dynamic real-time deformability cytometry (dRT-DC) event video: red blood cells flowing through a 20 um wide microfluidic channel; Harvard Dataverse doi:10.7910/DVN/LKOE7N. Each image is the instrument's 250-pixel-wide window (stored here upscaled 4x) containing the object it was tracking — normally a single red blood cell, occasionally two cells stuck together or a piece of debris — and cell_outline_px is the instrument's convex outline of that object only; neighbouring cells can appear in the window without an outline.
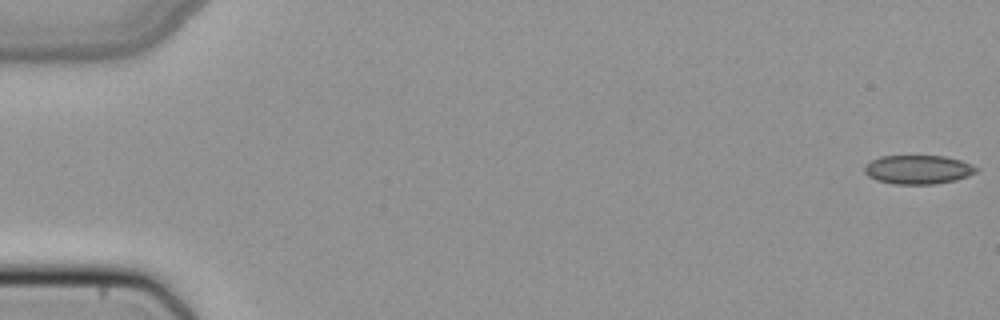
{"species": "common noctule bat (a hibernating species)", "species_latin": "Nyctalus noctula", "temperature_condition": "cold", "stored_images_in_passage": 51, "camera_frame_rate_fps": 3000, "um_per_image_px": 0.085, "animal": {"sex": "female", "body_mass_g": 22.7, "forearm_length_mm": 54.2}, "frame": {"image": 1, "passage_image": 1, "time_ms": 0.0, "image_size_px": [1000, 320], "cell_outline_px": [[980, 168], [976, 172], [968, 176], [956, 180], [936, 184], [892, 184], [876, 180], [868, 176], [864, 172], [864, 164], [880, 156], [944, 156], [960, 160], [972, 164]], "centroid_in_image_um": [78.03, 14.42], "position_along_channel_um": 7.0, "area_um2": 19.02}}
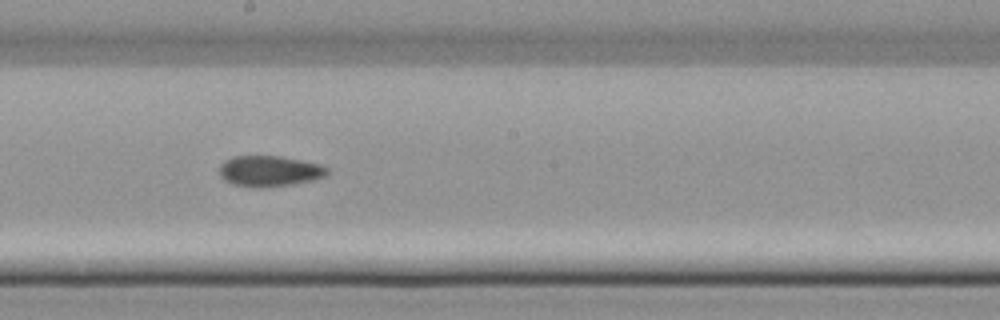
{"frame": {"image": 2, "passage_image": 29, "time_ms": 9.333, "image_size_px": [1000, 320], "cell_outline_px": [[328, 176], [312, 180], [292, 184], [260, 188], [232, 184], [224, 180], [220, 176], [220, 164], [224, 160], [232, 156], [280, 156], [320, 164], [328, 168]], "centroid_in_image_um": [22.89, 14.54], "position_along_channel_um": 225.3, "area_um2": 19.42}}
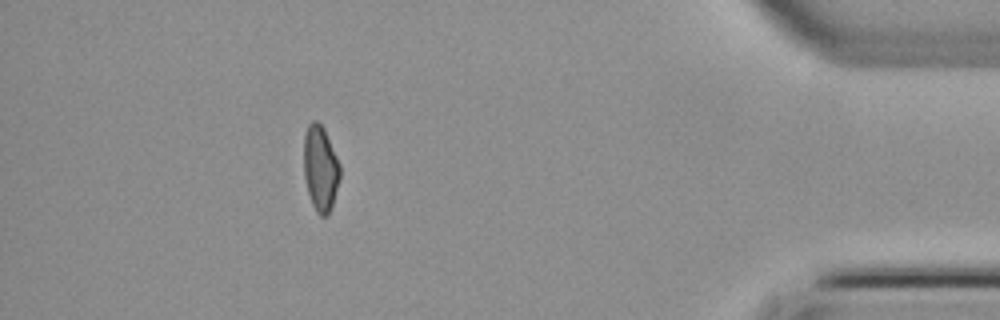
{"frame": {"image": 3, "passage_image": 46, "time_ms": 15.0, "image_size_px": [1000, 320], "cell_outline_px": [[340, 176], [332, 208], [328, 216], [320, 216], [316, 212], [312, 204], [308, 192], [304, 176], [304, 132], [308, 124], [312, 120], [316, 120], [324, 128], [340, 164]], "centroid_in_image_um": [27.23, 14.31], "position_along_channel_um": 408.0, "area_um2": 18.21}}